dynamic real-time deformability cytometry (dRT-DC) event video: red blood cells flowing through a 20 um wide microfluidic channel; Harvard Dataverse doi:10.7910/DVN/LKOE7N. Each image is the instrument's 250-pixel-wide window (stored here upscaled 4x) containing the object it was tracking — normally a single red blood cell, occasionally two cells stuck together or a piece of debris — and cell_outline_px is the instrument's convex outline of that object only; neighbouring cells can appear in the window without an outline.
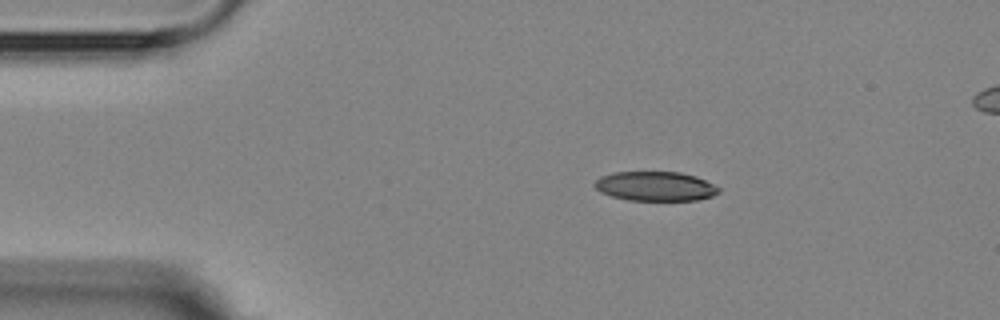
{"species": "Egyptian fruit bat (a non-hibernating species)", "species_latin": "Rousettus aegyptiacus", "temperature_condition": "room temperature", "stored_images_in_passage": 2, "segment_of_instrument_passage": [1, 2], "camera_frame_rate_fps": 3000, "um_per_image_px": 0.085, "animal": {"sex": "female"}, "frame": {"image": 1, "passage_image": 1, "time_ms": 0.0, "image_size_px": [1000, 320], "cell_outline_px": [[720, 192], [712, 196], [696, 200], [628, 200], [612, 196], [600, 192], [592, 184], [600, 176], [616, 172], [680, 172], [696, 176], [720, 188]], "centroid_in_image_um": [55.69, 15.83], "position_along_channel_um": 29.3, "area_um2": 21.21}}